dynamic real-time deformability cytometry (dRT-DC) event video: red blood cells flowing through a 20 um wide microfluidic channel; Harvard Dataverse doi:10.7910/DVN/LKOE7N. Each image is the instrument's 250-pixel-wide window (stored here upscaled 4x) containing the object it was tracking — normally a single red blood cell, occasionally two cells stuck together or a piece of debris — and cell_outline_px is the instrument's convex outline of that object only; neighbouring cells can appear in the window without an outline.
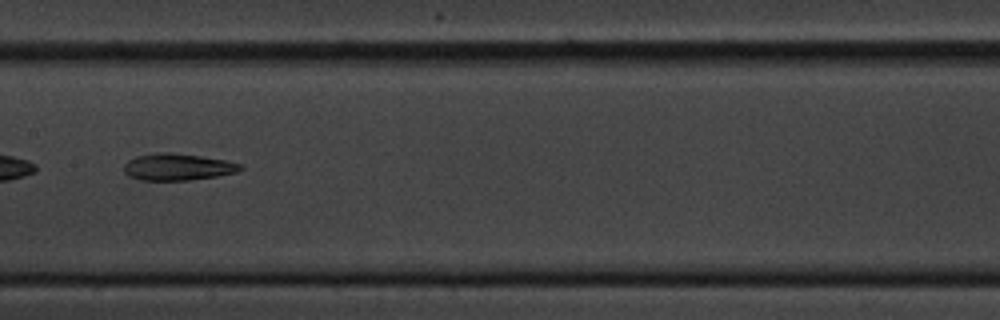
{"species": "common noctule bat (a hibernating species)", "species_latin": "Nyctalus noctula", "temperature_condition": "cold", "stored_images_in_passage": 46, "camera_frame_rate_fps": 3000, "um_per_image_px": 0.085, "animal": {"sex": "male", "body_mass_g": 20.1, "forearm_length_mm": 53.5}, "frame": {"image": 1, "passage_image": 27, "time_ms": 8.667, "image_size_px": [1000, 320], "cell_outline_px": [[244, 168], [236, 172], [216, 176], [188, 180], [140, 180], [128, 176], [124, 172], [124, 164], [128, 160], [136, 156], [156, 152], [168, 152], [200, 156], [228, 160], [240, 164]], "centroid_in_image_um": [15.08, 14.18], "position_along_channel_um": 192.3, "area_um2": 18.21}}
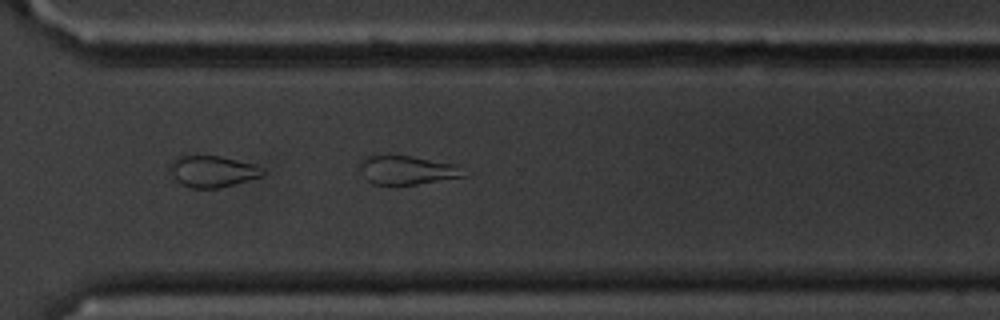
{"frame": {"image": 2, "passage_image": 39, "time_ms": 12.667, "image_size_px": [1000, 320], "cell_outline_px": [[468, 176], [416, 184], [372, 184], [364, 180], [356, 164], [364, 156], [412, 156], [460, 164]], "centroid_in_image_um": [34.59, 14.45], "position_along_channel_um": 336.0, "area_um2": 17.92}}
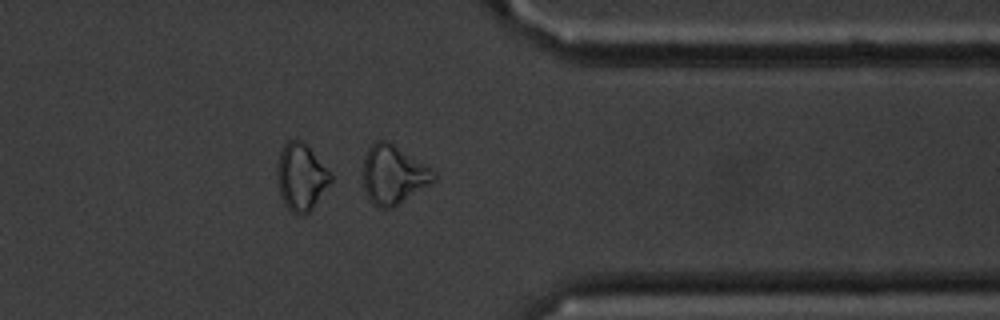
{"frame": {"image": 3, "passage_image": 43, "time_ms": 14.0, "image_size_px": [1000, 320], "cell_outline_px": [[440, 172], [436, 180], [392, 208], [380, 208], [372, 204], [368, 200], [364, 192], [364, 156], [368, 148], [376, 140], [388, 140]], "centroid_in_image_um": [33.47, 14.83], "position_along_channel_um": 377.9, "area_um2": 24.74}}